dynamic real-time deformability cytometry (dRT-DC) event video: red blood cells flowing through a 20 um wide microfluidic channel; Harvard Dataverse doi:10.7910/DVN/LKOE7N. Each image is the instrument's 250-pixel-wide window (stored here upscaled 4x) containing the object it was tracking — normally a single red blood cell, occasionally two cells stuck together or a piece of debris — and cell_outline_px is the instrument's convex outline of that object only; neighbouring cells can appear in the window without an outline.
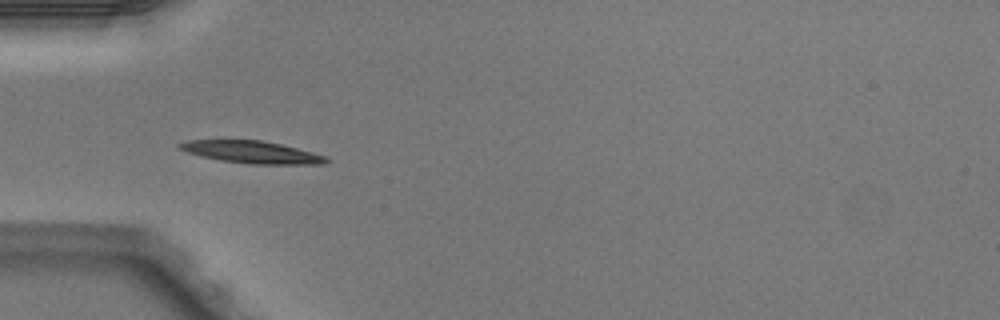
{"species": "Egyptian fruit bat (a non-hibernating species)", "species_latin": "Rousettus aegyptiacus", "temperature_condition": "warm", "stored_images_in_passage": 6, "segment_of_instrument_passage": [2, 2], "camera_frame_rate_fps": 3000, "um_per_image_px": 0.085, "animal": {"sex": "male"}, "frame": {"image": 1, "passage_image": 4, "time_ms": 1.0, "image_size_px": [1000, 320], "cell_outline_px": [[328, 160], [324, 164], [248, 164], [220, 160], [200, 156], [176, 148], [176, 144], [188, 140], [260, 140], [280, 144], [312, 152], [324, 156]], "centroid_in_image_um": [21.33, 12.93], "position_along_channel_um": 63.7, "area_um2": 18.9}}
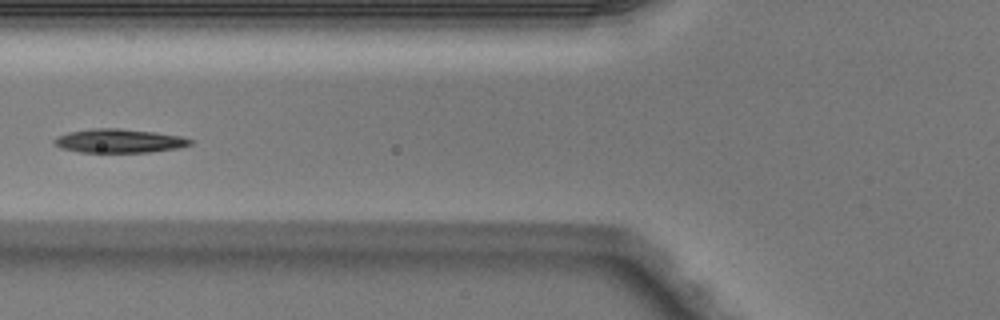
{"frame": {"image": 2, "passage_image": 5, "time_ms": 1.333, "image_size_px": [1000, 320], "cell_outline_px": [[192, 144], [180, 148], [148, 152], [80, 152], [60, 148], [52, 144], [52, 140], [56, 136], [68, 132], [92, 128], [120, 128], [156, 132], [184, 136], [192, 140]], "centroid_in_image_um": [10.11, 11.97], "position_along_channel_um": 115.7, "area_um2": 19.19}}
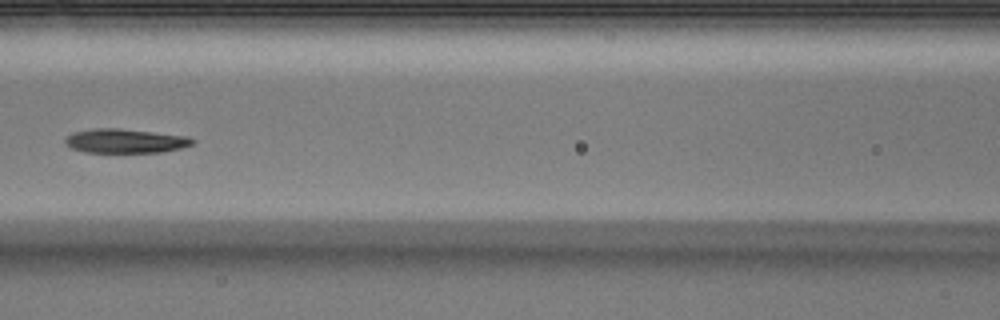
{"frame": {"image": 3, "passage_image": 6, "time_ms": 1.667, "image_size_px": [1000, 320], "cell_outline_px": [[196, 140], [192, 144], [180, 148], [160, 152], [84, 152], [72, 148], [64, 144], [64, 140], [72, 132], [92, 128], [116, 128], [184, 136]], "centroid_in_image_um": [10.57, 11.98], "position_along_channel_um": 156.0, "area_um2": 17.69}}